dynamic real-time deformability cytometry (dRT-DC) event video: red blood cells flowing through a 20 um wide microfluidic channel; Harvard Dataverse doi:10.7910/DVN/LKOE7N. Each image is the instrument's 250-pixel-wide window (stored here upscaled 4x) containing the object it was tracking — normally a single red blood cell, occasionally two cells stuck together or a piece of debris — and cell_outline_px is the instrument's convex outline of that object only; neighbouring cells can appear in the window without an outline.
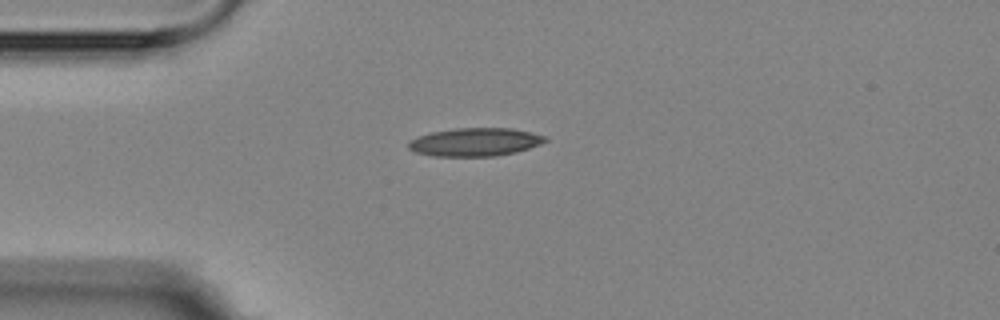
{"species": "Egyptian fruit bat (a non-hibernating species)", "species_latin": "Rousettus aegyptiacus", "temperature_condition": "room temperature", "stored_images_in_passage": 9, "camera_frame_rate_fps": 3000, "um_per_image_px": 0.085, "animal": {"sex": "female"}, "frame": {"image": 1, "passage_image": 4, "time_ms": 3.667, "image_size_px": [1000, 320], "cell_outline_px": [[548, 140], [540, 144], [516, 152], [496, 156], [432, 156], [416, 152], [408, 148], [408, 144], [412, 140], [420, 136], [432, 132], [456, 128], [512, 128], [548, 136]], "centroid_in_image_um": [40.42, 12.07], "position_along_channel_um": 44.6, "area_um2": 22.37}}
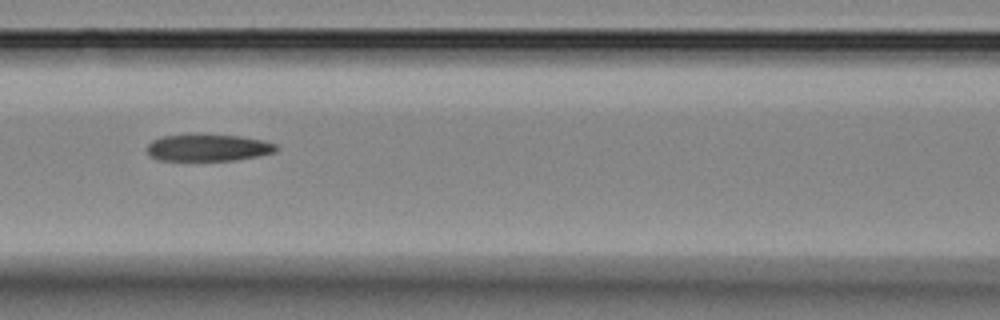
{"frame": {"image": 2, "passage_image": 7, "time_ms": 7.0, "image_size_px": [1000, 320], "cell_outline_px": [[280, 148], [276, 152], [260, 156], [236, 160], [156, 160], [148, 156], [148, 144], [152, 140], [160, 136], [192, 132], [204, 132], [240, 136], [264, 140], [276, 144]], "centroid_in_image_um": [17.69, 12.51], "position_along_channel_um": 148.9, "area_um2": 21.33}}
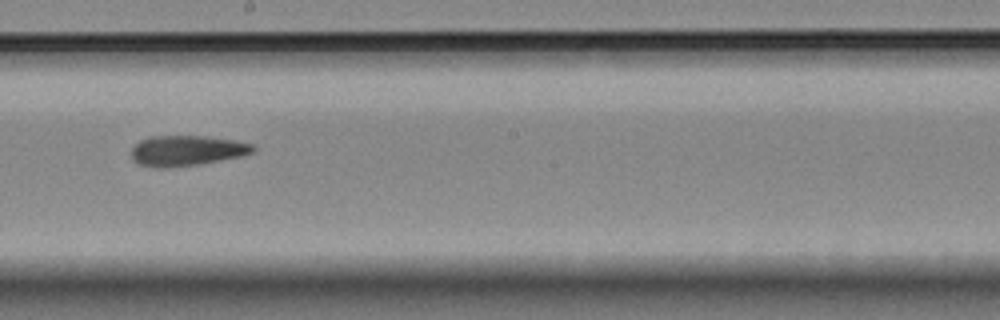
{"frame": {"image": 3, "passage_image": 9, "time_ms": 9.333, "image_size_px": [1000, 320], "cell_outline_px": [[256, 148], [252, 152], [244, 156], [200, 164], [168, 168], [156, 168], [140, 164], [132, 160], [132, 148], [140, 140], [148, 136], [204, 136], [232, 140], [252, 144]], "centroid_in_image_um": [15.86, 12.81], "position_along_channel_um": 232.3, "area_um2": 21.62}}